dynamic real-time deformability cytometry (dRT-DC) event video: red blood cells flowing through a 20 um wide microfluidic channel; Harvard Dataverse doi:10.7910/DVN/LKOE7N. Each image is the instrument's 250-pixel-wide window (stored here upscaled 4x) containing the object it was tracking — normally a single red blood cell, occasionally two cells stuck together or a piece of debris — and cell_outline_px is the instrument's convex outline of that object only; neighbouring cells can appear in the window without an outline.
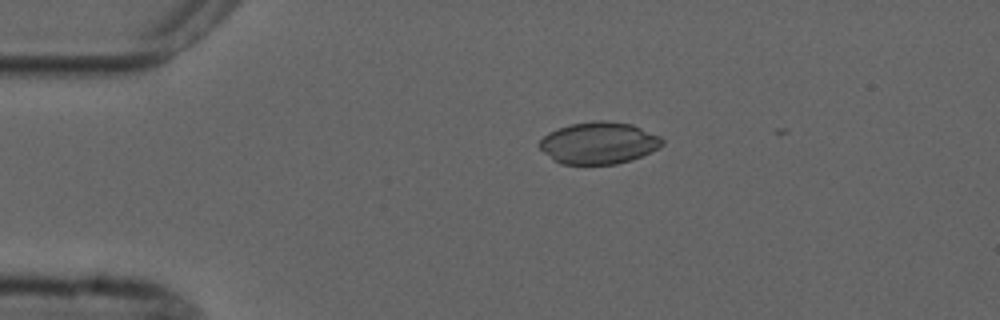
{"species": "common noctule bat (a hibernating species)", "species_latin": "Nyctalus noctula", "temperature_condition": "cold", "stored_images_in_passage": 3, "camera_frame_rate_fps": 3000, "um_per_image_px": 0.085, "animal": {"sex": "male", "forearm_length_mm": 52.5}, "frame": {"image": 1, "passage_image": 1, "time_ms": 0.0, "image_size_px": [1000, 320], "cell_outline_px": [[664, 144], [660, 148], [632, 160], [616, 164], [560, 164], [552, 160], [536, 144], [548, 132], [572, 124], [596, 120], [608, 120], [632, 124], [660, 136], [664, 140]], "centroid_in_image_um": [50.9, 12.16], "position_along_channel_um": 34.1, "area_um2": 30.23}}